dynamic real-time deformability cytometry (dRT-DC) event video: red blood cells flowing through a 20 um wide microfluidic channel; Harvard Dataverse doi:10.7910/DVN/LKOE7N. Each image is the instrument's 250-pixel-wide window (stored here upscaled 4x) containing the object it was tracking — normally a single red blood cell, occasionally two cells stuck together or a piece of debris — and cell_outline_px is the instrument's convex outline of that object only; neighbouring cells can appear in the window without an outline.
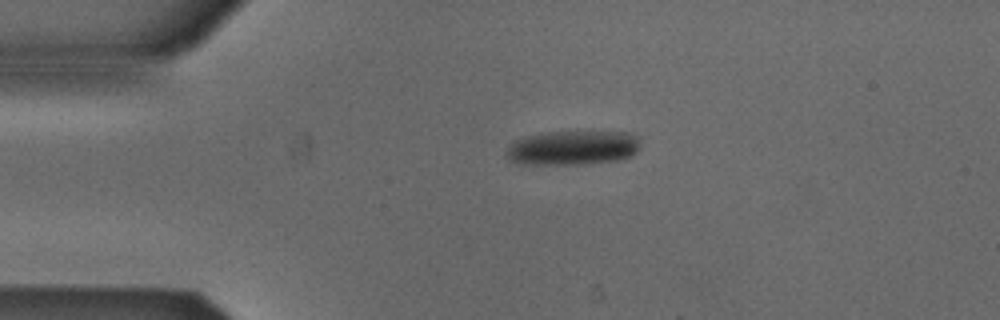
{"species": "Egyptian fruit bat (a non-hibernating species)", "species_latin": "Rousettus aegyptiacus", "temperature_condition": "cold", "stored_images_in_passage": 42, "camera_frame_rate_fps": 3000, "um_per_image_px": 0.085, "animal": {"sex": "male"}, "frame": {"image": 1, "passage_image": 1, "time_ms": 0.0, "image_size_px": [1000, 320], "cell_outline_px": [[640, 148], [632, 156], [620, 160], [580, 164], [520, 164], [508, 160], [504, 156], [504, 152], [516, 140], [524, 136], [548, 132], [628, 132], [640, 136]], "centroid_in_image_um": [48.7, 12.57], "position_along_channel_um": 36.3, "area_um2": 27.22}}
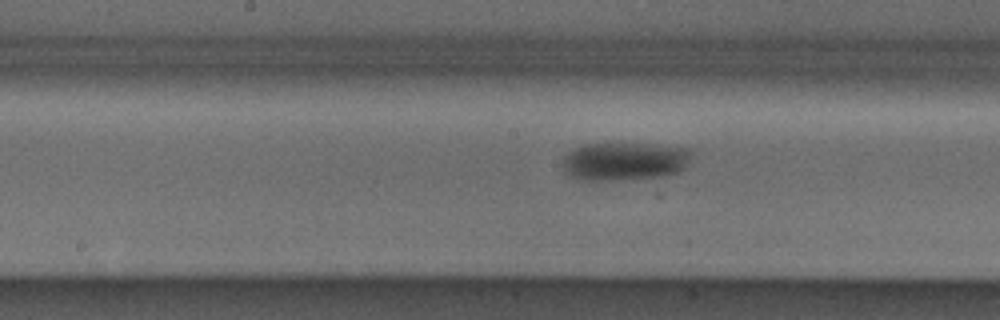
{"frame": {"image": 2, "passage_image": 16, "time_ms": 5.0, "image_size_px": [1000, 320], "cell_outline_px": [[692, 148], [688, 160], [684, 168], [680, 172], [664, 176], [612, 180], [580, 180], [568, 176], [564, 172], [564, 156], [568, 152], [584, 144], [608, 140], [652, 144]], "centroid_in_image_um": [53.06, 13.66], "position_along_channel_um": 195.1, "area_um2": 29.65}}
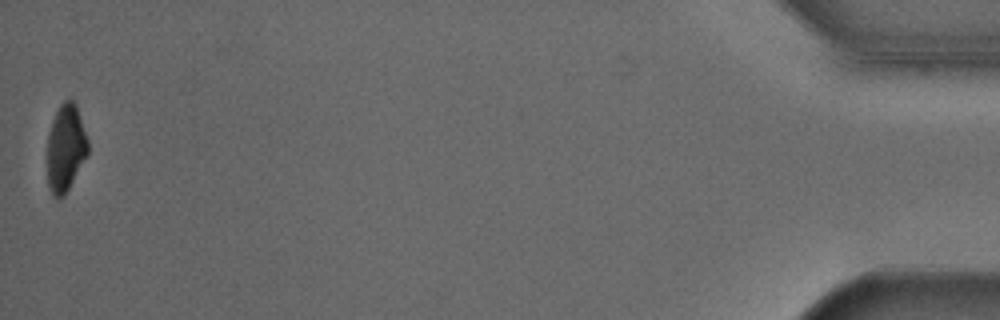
{"frame": {"image": 3, "passage_image": 42, "time_ms": 13.667, "image_size_px": [1000, 320], "cell_outline_px": [[88, 156], [64, 196], [52, 196], [48, 188], [48, 136], [52, 120], [60, 104], [68, 96], [76, 104], [88, 140]], "centroid_in_image_um": [5.59, 12.56], "position_along_channel_um": 429.6, "area_um2": 20.75}, "authors_computed_cell_mechanics": {"area_um2": 27.9463, "velocity_mm_per_s": 3.8755, "shape_relaxation_time_tau1_ms": 2.2096, "shape_relaxation_time_tau2_ms": null, "deformation_change_tau1": 0.0852, "deformation_change_tau2": null}}